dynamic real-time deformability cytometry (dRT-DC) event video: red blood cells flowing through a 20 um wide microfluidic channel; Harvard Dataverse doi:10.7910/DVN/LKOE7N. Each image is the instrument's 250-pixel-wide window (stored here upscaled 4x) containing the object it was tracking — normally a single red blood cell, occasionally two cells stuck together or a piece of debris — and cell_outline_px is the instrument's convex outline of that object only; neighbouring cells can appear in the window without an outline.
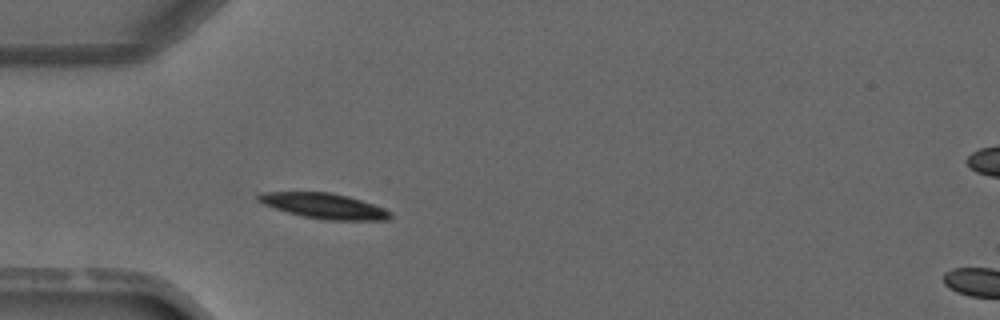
{"species": "common noctule bat (a hibernating species)", "species_latin": "Nyctalus noctula", "temperature_condition": "warm", "stored_images_in_passage": 3, "camera_frame_rate_fps": 3000, "um_per_image_px": 0.085, "animal": {"sex": "male", "forearm_length_mm": 52.5}, "frame": {"image": 1, "passage_image": 2, "time_ms": 1.333, "image_size_px": [1000, 320], "cell_outline_px": [[392, 216], [388, 220], [324, 220], [304, 216], [288, 212], [264, 204], [256, 200], [256, 196], [260, 192], [328, 192], [348, 196], [384, 208], [392, 212]], "centroid_in_image_um": [27.55, 17.5], "position_along_channel_um": 57.4, "area_um2": 19.36}}